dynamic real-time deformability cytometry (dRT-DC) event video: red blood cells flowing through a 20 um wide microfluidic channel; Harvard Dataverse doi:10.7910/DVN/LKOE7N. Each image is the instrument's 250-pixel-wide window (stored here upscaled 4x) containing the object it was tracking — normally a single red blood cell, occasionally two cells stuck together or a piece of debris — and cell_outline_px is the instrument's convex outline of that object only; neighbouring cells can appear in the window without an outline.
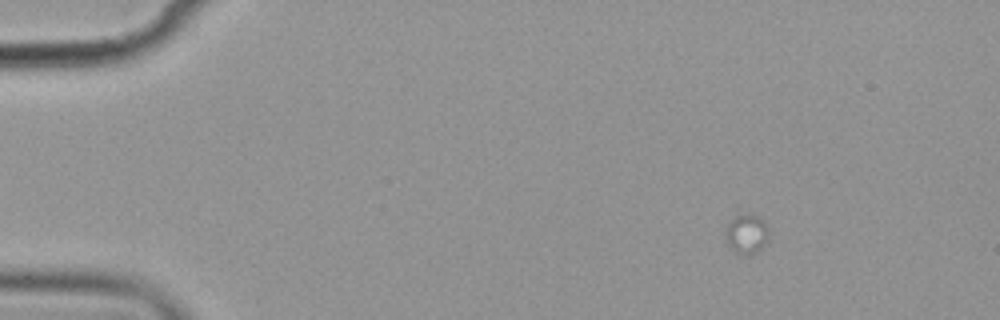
{"species": "common noctule bat (a hibernating species)", "species_latin": "Nyctalus noctula", "temperature_condition": "cold", "stored_images_in_passage": 5, "camera_frame_rate_fps": 3000, "um_per_image_px": 0.085, "animal": {"sex": "female", "body_mass_g": 19.9}, "frame": {"image": 1, "passage_image": 3, "time_ms": 2.333, "image_size_px": [1000, 320], "cell_outline_px": [[768, 240], [756, 252], [748, 256], [740, 256], [728, 244], [724, 232], [724, 228], [736, 216], [748, 212], [760, 216], [764, 220], [768, 228]], "centroid_in_image_um": [63.46, 19.87], "position_along_channel_um": 21.5, "area_um2": 10.23}}